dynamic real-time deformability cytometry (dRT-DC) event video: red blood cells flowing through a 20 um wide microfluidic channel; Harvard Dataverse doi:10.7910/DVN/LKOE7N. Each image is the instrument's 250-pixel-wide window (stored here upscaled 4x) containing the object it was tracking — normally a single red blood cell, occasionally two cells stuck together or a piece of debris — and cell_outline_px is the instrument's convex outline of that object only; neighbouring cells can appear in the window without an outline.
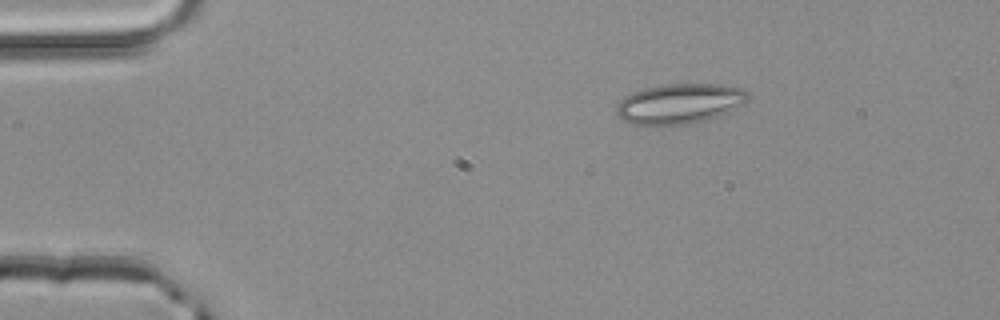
{"species": "common noctule bat (a hibernating species)", "species_latin": "Nyctalus noctula", "temperature_condition": "room temperature", "stored_images_in_passage": 2, "camera_frame_rate_fps": 3000, "um_per_image_px": 0.085, "animal": {"sex": "male", "body_mass_g": 20.4}, "frame": {"image": 1, "passage_image": 1, "time_ms": 0.0, "image_size_px": [1000, 320], "cell_outline_px": [[752, 96], [744, 104], [708, 120], [684, 124], [632, 124], [620, 120], [616, 112], [616, 108], [620, 100], [624, 96], [632, 92], [644, 88], [660, 84], [716, 84], [744, 88]], "centroid_in_image_um": [57.77, 8.79], "position_along_channel_um": 27.2, "area_um2": 30.87}}